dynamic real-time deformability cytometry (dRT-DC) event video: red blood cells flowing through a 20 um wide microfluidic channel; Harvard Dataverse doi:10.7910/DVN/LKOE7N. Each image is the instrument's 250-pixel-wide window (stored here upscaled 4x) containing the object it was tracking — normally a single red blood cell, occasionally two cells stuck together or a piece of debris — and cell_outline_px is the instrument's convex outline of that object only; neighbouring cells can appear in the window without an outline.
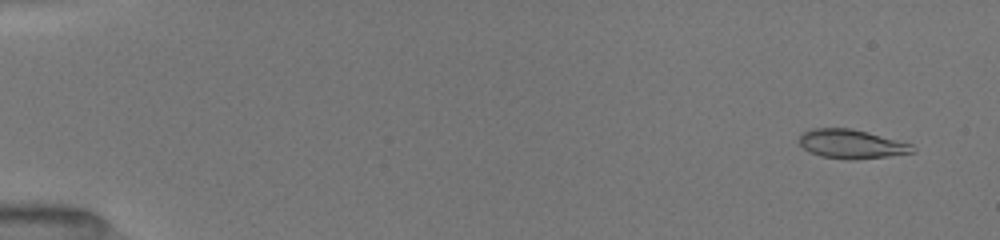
{"species": "common noctule bat (a hibernating species)", "species_latin": "Nyctalus noctula", "temperature_condition": "room temperature", "stored_images_in_passage": 15, "camera_frame_rate_fps": 3000, "um_per_image_px": 0.085, "animal": {"sex": "female", "body_mass_g": 19.5, "forearm_length_mm": 54.1}, "frame": {"image": 1, "passage_image": 1, "time_ms": 0.0, "image_size_px": [1000, 240], "cell_outline_px": [[916, 152], [888, 156], [852, 160], [848, 160], [820, 156], [804, 148], [800, 144], [800, 136], [804, 132], [812, 128], [852, 128], [868, 132], [912, 144]], "centroid_in_image_um": [72.39, 12.24], "position_along_channel_um": 12.6, "area_um2": 19.07}}
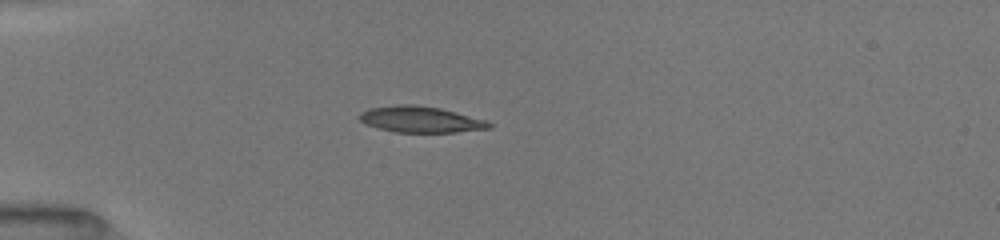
{"frame": {"image": 2, "passage_image": 11, "time_ms": 4.0, "image_size_px": [1000, 240], "cell_outline_px": [[492, 128], [456, 132], [396, 132], [364, 124], [356, 116], [360, 112], [368, 108], [396, 104], [412, 104], [440, 108], [488, 120], [492, 124]], "centroid_in_image_um": [35.73, 10.14], "position_along_channel_um": 49.3, "area_um2": 19.94}}
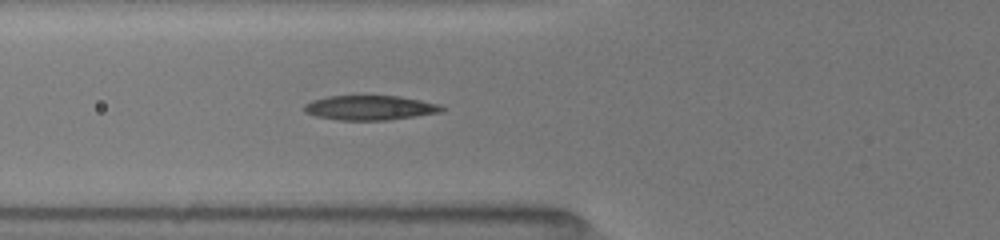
{"frame": {"image": 3, "passage_image": 15, "time_ms": 5.667, "image_size_px": [1000, 240], "cell_outline_px": [[448, 108], [444, 112], [388, 120], [340, 120], [316, 116], [304, 112], [304, 104], [312, 100], [328, 96], [396, 96], [420, 100], [440, 104]], "centroid_in_image_um": [31.49, 9.16], "position_along_channel_um": 94.3, "area_um2": 19.83}}